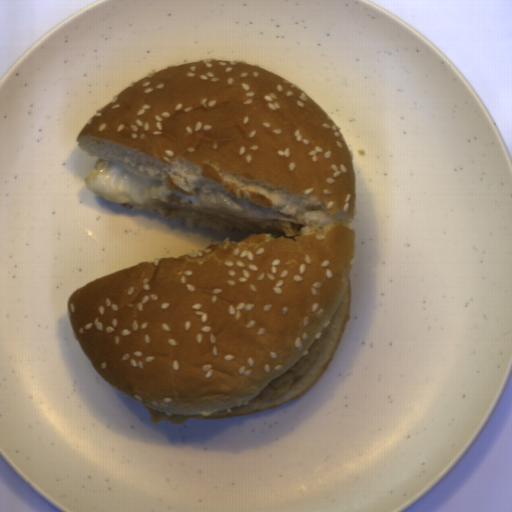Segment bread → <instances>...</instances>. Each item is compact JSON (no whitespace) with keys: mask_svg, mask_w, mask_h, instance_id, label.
<instances>
[{"mask_svg":"<svg viewBox=\"0 0 512 512\" xmlns=\"http://www.w3.org/2000/svg\"><path fill=\"white\" fill-rule=\"evenodd\" d=\"M75 141L183 195H228L301 225L295 237L226 238L73 291L69 324L100 377L165 413L225 412L301 361L331 321L316 361L282 395L213 418L309 390L351 319L356 256L354 155L328 112L258 64L207 57L131 82Z\"/></svg>","mask_w":512,"mask_h":512,"instance_id":"bread-1","label":"bread"},{"mask_svg":"<svg viewBox=\"0 0 512 512\" xmlns=\"http://www.w3.org/2000/svg\"><path fill=\"white\" fill-rule=\"evenodd\" d=\"M131 210L158 214L163 217H175L181 221L186 228H203L219 232H251L252 230L232 224L230 222L202 215L188 210L167 209L151 204H125Z\"/></svg>","mask_w":512,"mask_h":512,"instance_id":"bread-2","label":"bread"}]
</instances>
